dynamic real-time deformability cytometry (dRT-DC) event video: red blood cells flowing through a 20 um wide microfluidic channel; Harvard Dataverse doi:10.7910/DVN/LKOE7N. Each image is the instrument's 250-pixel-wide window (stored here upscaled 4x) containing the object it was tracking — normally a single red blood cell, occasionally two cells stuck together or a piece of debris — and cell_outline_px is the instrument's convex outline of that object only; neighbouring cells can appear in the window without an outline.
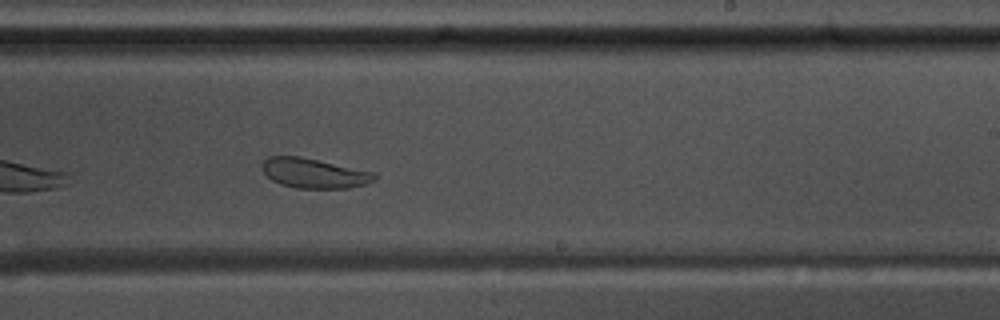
{"species": "common noctule bat (a hibernating species)", "species_latin": "Nyctalus noctula", "temperature_condition": "warm", "stored_images_in_passage": 33, "camera_frame_rate_fps": 3000, "um_per_image_px": 0.085, "animal": {"sex": "male", "body_mass_g": 17.5, "forearm_length_mm": 52.3}, "frame": {"image": 1, "passage_image": 19, "time_ms": 6.0, "image_size_px": [1000, 320], "cell_outline_px": [[376, 180], [364, 184], [348, 188], [296, 188], [280, 184], [272, 180], [264, 172], [260, 164], [268, 156], [300, 156], [376, 172]], "centroid_in_image_um": [26.69, 14.71], "position_along_channel_um": 262.3, "area_um2": 19.59}, "authors_computed_cell_mechanics": {"area_um2": 19.7676, "velocity_mm_per_s": 3.5877, "shape_relaxation_time_tau1_ms": 5.54, "shape_relaxation_time_tau2_ms": 1.598, "deformation_change_tau1": 0.1442, "deformation_change_tau2": 0.0711}}